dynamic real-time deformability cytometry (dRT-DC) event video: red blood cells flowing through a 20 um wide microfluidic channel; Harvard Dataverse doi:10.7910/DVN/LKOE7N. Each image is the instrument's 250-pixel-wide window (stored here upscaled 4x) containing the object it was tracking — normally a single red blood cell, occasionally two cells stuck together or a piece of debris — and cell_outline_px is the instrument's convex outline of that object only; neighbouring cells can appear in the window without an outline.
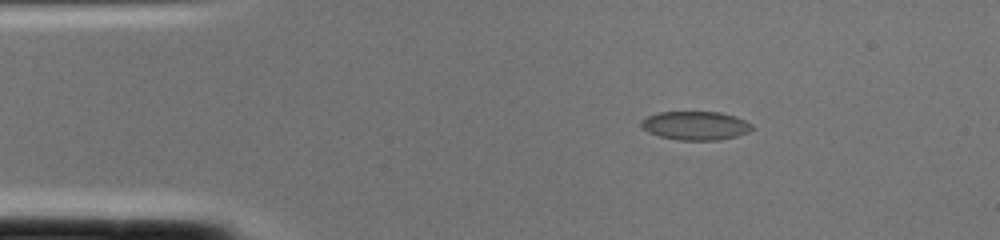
{"species": "common noctule bat (a hibernating species)", "species_latin": "Nyctalus noctula", "temperature_condition": "cold", "stored_images_in_passage": 1, "camera_frame_rate_fps": 3000, "um_per_image_px": 0.085, "animal": {"sex": "female", "body_mass_g": 22.0, "forearm_length_mm": 56.7}, "frame": {"image": 1, "passage_image": 1, "time_ms": 0.0, "image_size_px": [1000, 240], "cell_outline_px": [[752, 128], [748, 132], [736, 136], [716, 140], [676, 140], [660, 136], [648, 132], [640, 124], [640, 120], [656, 112], [720, 112], [736, 116], [752, 124]], "centroid_in_image_um": [59.1, 10.67], "position_along_channel_um": 25.9, "area_um2": 18.5}}